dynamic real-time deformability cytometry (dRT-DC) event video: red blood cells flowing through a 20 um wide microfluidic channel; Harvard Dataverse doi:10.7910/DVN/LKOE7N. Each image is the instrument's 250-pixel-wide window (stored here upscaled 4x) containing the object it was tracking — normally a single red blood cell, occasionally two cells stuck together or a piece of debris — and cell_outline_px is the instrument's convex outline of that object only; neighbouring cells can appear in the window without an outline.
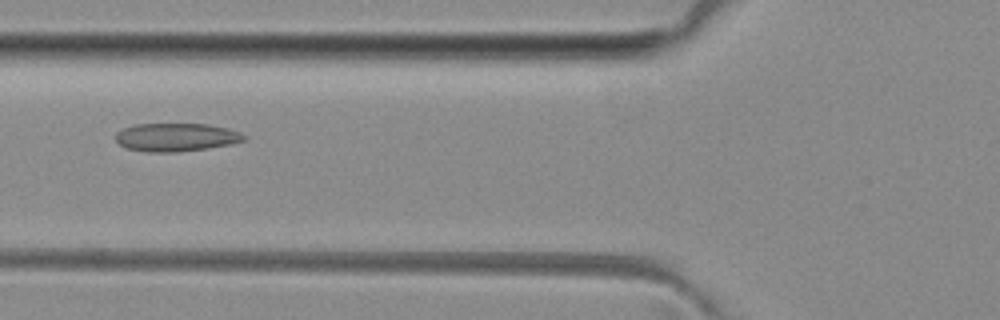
{"species": "common noctule bat (a hibernating species)", "species_latin": "Nyctalus noctula", "temperature_condition": "room temperature", "stored_images_in_passage": 4, "camera_frame_rate_fps": 3000, "um_per_image_px": 0.085, "animal": {"sex": "female", "body_mass_g": 29.2, "forearm_length_mm": 56.3}, "frame": {"image": 1, "passage_image": 4, "time_ms": 4.333, "image_size_px": [1000, 320], "cell_outline_px": [[248, 136], [244, 140], [228, 144], [204, 148], [176, 152], [148, 152], [128, 148], [120, 144], [116, 140], [116, 132], [124, 128], [136, 124], [208, 124], [228, 128], [240, 132]], "centroid_in_image_um": [14.97, 11.65], "position_along_channel_um": 110.8, "area_um2": 20.87}}